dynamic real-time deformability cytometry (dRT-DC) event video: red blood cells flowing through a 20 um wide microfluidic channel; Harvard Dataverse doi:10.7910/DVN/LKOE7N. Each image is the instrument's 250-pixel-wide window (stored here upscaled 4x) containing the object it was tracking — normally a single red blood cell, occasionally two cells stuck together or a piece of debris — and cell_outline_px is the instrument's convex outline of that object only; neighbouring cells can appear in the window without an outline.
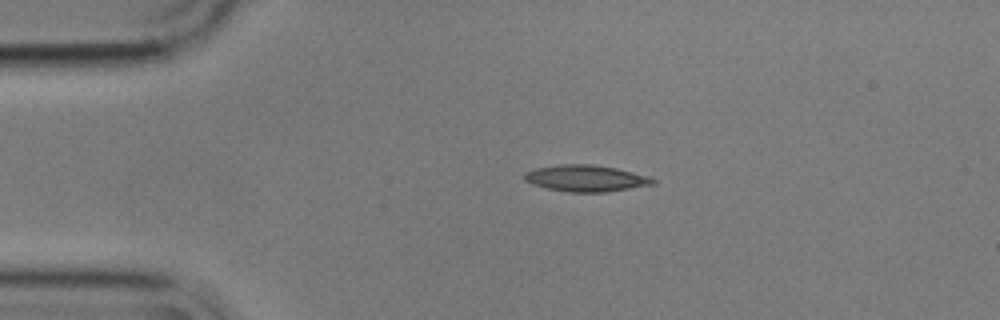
{"species": "common noctule bat (a hibernating species)", "species_latin": "Nyctalus noctula", "temperature_condition": "cold", "stored_images_in_passage": 2, "camera_frame_rate_fps": 3000, "um_per_image_px": 0.085, "animal": {"sex": "male", "body_mass_g": 17.9}, "frame": {"image": 1, "passage_image": 1, "time_ms": 0.0, "image_size_px": [1000, 320], "cell_outline_px": [[656, 184], [604, 192], [568, 192], [548, 188], [532, 184], [524, 180], [524, 172], [536, 168], [560, 164], [592, 164], [616, 168], [652, 176], [656, 180]], "centroid_in_image_um": [49.83, 15.15], "position_along_channel_um": 35.2, "area_um2": 19.94}}